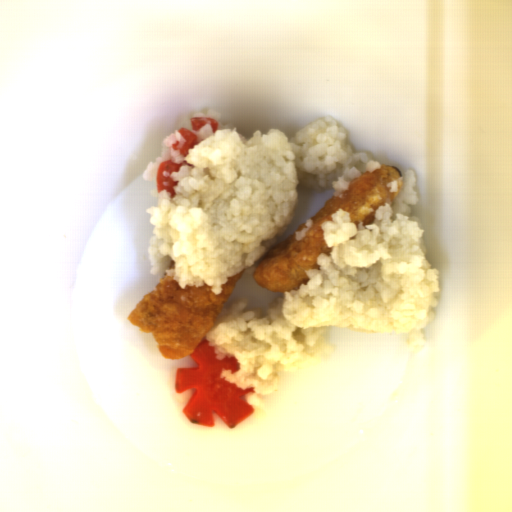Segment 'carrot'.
<instances>
[{"label":"carrot","mask_w":512,"mask_h":512,"mask_svg":"<svg viewBox=\"0 0 512 512\" xmlns=\"http://www.w3.org/2000/svg\"><path fill=\"white\" fill-rule=\"evenodd\" d=\"M215 346L207 339H201L190 353L196 366L178 367L174 380L175 392L182 394L193 390L194 394L183 409L187 419L202 427H215L216 413L230 429H234L255 413L245 401L246 394H253L254 388L242 390L236 384L220 378L222 369L238 372L239 363L233 355L218 360Z\"/></svg>","instance_id":"1"},{"label":"carrot","mask_w":512,"mask_h":512,"mask_svg":"<svg viewBox=\"0 0 512 512\" xmlns=\"http://www.w3.org/2000/svg\"><path fill=\"white\" fill-rule=\"evenodd\" d=\"M178 133H180L186 139V141L181 148H178L180 144L179 141L172 144V148L175 151H180L181 154L185 156L189 149H192L194 145H197L198 138L195 132L184 127H181Z\"/></svg>","instance_id":"3"},{"label":"carrot","mask_w":512,"mask_h":512,"mask_svg":"<svg viewBox=\"0 0 512 512\" xmlns=\"http://www.w3.org/2000/svg\"><path fill=\"white\" fill-rule=\"evenodd\" d=\"M181 166L182 164H175L173 161L168 159L160 163L156 174V192L159 193L162 190H167L168 193H170V197L173 198L176 194L174 187L178 186V182L174 181L169 176H163V172L177 173Z\"/></svg>","instance_id":"2"},{"label":"carrot","mask_w":512,"mask_h":512,"mask_svg":"<svg viewBox=\"0 0 512 512\" xmlns=\"http://www.w3.org/2000/svg\"><path fill=\"white\" fill-rule=\"evenodd\" d=\"M192 125V130L199 131L202 130L205 124H211L212 133H216L219 129V123L214 118L210 117H193L190 120Z\"/></svg>","instance_id":"4"}]
</instances>
